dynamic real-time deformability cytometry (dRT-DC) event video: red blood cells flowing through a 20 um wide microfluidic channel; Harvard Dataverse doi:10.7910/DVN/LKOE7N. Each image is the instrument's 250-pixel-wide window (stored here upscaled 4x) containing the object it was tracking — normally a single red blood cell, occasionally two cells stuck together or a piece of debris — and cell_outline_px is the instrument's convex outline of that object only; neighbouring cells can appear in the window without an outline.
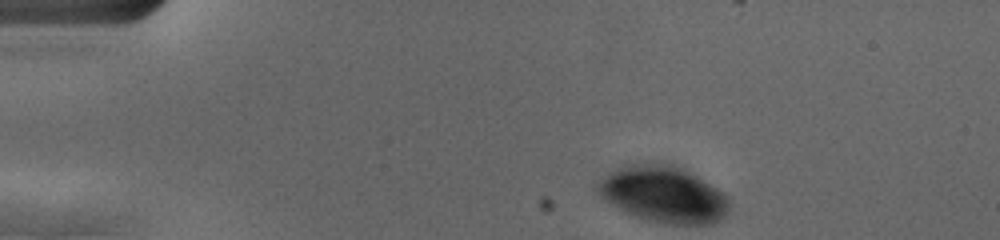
{"species": "human", "species_latin": "Homo sapiens", "temperature_condition": "cold", "stored_images_in_passage": 38, "camera_frame_rate_fps": 3000, "um_per_image_px": 0.085, "donor": {"sex": "female"}, "frame": {"image": 1, "passage_image": 1, "time_ms": 0.0, "image_size_px": [1000, 240], "cell_outline_px": [[728, 212], [720, 220], [712, 224], [664, 224], [648, 220], [636, 216], [620, 208], [608, 200], [596, 188], [596, 184], [612, 172], [620, 168], [632, 164], [672, 164], [684, 168], [724, 192], [728, 196]], "centroid_in_image_um": [56.49, 16.53], "position_along_channel_um": 28.5, "area_um2": 42.37}}
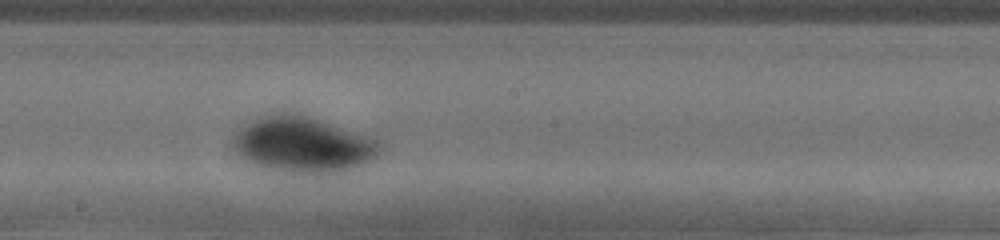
{"frame": {"image": 2, "passage_image": 23, "time_ms": 7.333, "image_size_px": [1000, 240], "cell_outline_px": [[380, 148], [376, 156], [364, 164], [328, 176], [300, 176], [268, 172], [244, 160], [232, 148], [232, 136], [240, 128], [256, 116], [264, 112], [300, 112], [312, 116], [376, 140], [380, 144]], "centroid_in_image_um": [25.63, 12.34], "position_along_channel_um": 222.6, "area_um2": 49.82}}
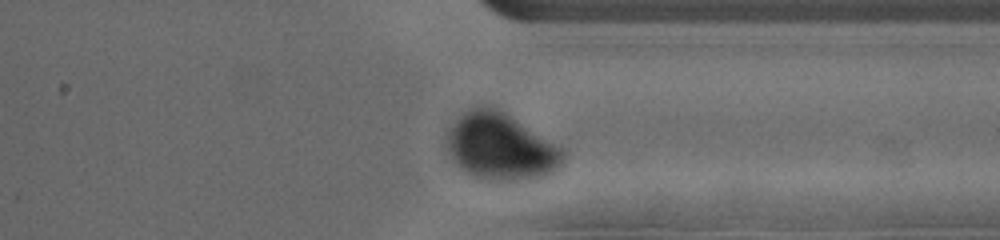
{"frame": {"image": 3, "passage_image": 35, "time_ms": 11.333, "image_size_px": [1000, 240], "cell_outline_px": [[564, 160], [552, 172], [544, 176], [512, 180], [492, 180], [472, 176], [460, 168], [452, 156], [444, 140], [448, 128], [464, 112], [476, 104], [480, 104], [496, 108], [564, 148]], "centroid_in_image_um": [42.52, 12.45], "position_along_channel_um": 368.9, "area_um2": 44.91}, "authors_computed_cell_mechanics": {"area_um2": 49.6213, "velocity_mm_per_s": 3.6576, "shape_relaxation_time_tau1_ms": 3.8465, "shape_relaxation_time_tau2_ms": null, "deformation_change_tau1": 0.1114, "deformation_change_tau2": null}}